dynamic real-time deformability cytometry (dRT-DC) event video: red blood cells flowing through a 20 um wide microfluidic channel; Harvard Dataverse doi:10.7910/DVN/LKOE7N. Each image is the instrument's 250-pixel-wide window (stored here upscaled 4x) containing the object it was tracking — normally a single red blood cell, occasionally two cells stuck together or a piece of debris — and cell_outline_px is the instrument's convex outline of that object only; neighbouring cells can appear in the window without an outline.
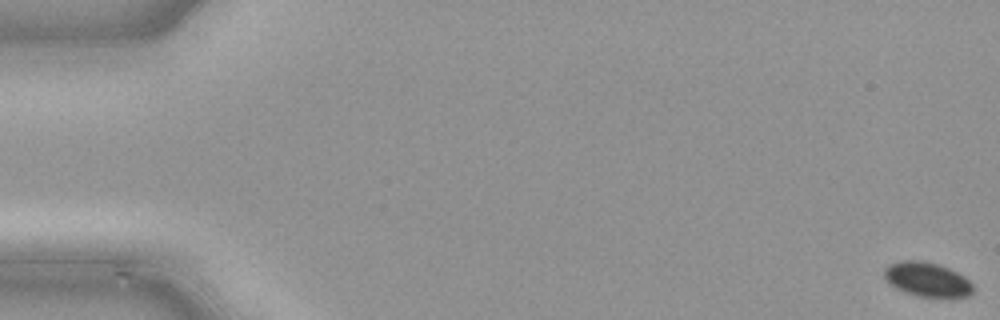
{"species": "common noctule bat (a hibernating species)", "species_latin": "Nyctalus noctula", "temperature_condition": "cold", "stored_images_in_passage": 52, "segment_of_instrument_passage": [1, 2], "camera_frame_rate_fps": 3000, "um_per_image_px": 0.085, "animal": {"sex": "male", "body_mass_g": 21.5, "forearm_length_mm": 52.0}, "frame": {"image": 1, "passage_image": 1, "time_ms": 0.0, "image_size_px": [1000, 320], "cell_outline_px": [[972, 292], [968, 296], [952, 300], [916, 296], [896, 288], [884, 276], [884, 272], [892, 264], [908, 260], [916, 260], [936, 264], [948, 268], [964, 276], [972, 284]], "centroid_in_image_um": [78.9, 23.82], "position_along_channel_um": 6.1, "area_um2": 17.74}}
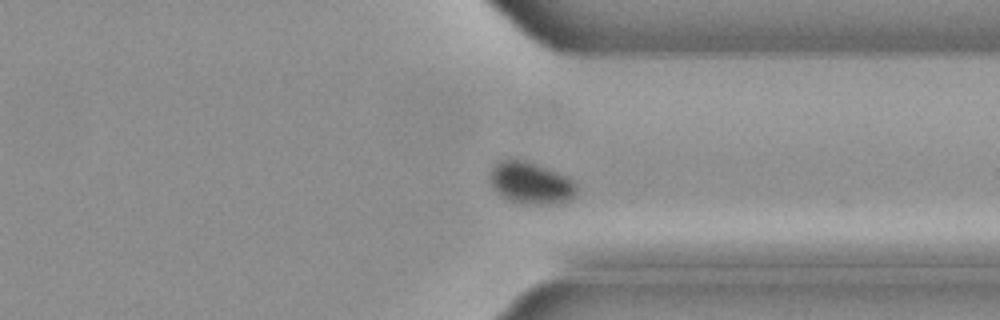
{"frame": {"image": 2, "passage_image": 39, "time_ms": 12.667, "image_size_px": [1000, 320], "cell_outline_px": [[576, 196], [572, 200], [552, 204], [528, 204], [508, 200], [500, 196], [496, 192], [492, 184], [492, 168], [496, 164], [504, 160], [520, 160], [560, 172], [568, 176], [576, 184]], "centroid_in_image_um": [45.18, 15.59], "position_along_channel_um": 366.2, "area_um2": 20.87}}
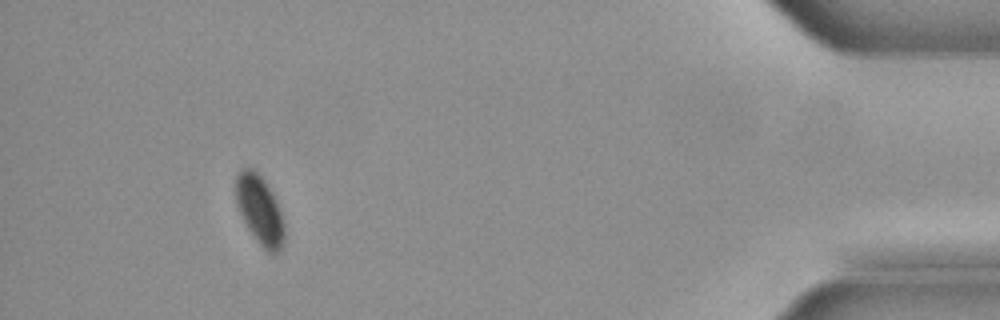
{"frame": {"image": 3, "passage_image": 47, "time_ms": 15.333, "image_size_px": [1000, 320], "cell_outline_px": [[284, 244], [276, 252], [268, 252], [256, 240], [248, 228], [240, 212], [236, 200], [236, 176], [244, 168], [252, 168], [264, 180], [272, 192], [276, 200], [284, 224]], "centroid_in_image_um": [22.08, 17.85], "position_along_channel_um": 413.1, "area_um2": 19.02}}